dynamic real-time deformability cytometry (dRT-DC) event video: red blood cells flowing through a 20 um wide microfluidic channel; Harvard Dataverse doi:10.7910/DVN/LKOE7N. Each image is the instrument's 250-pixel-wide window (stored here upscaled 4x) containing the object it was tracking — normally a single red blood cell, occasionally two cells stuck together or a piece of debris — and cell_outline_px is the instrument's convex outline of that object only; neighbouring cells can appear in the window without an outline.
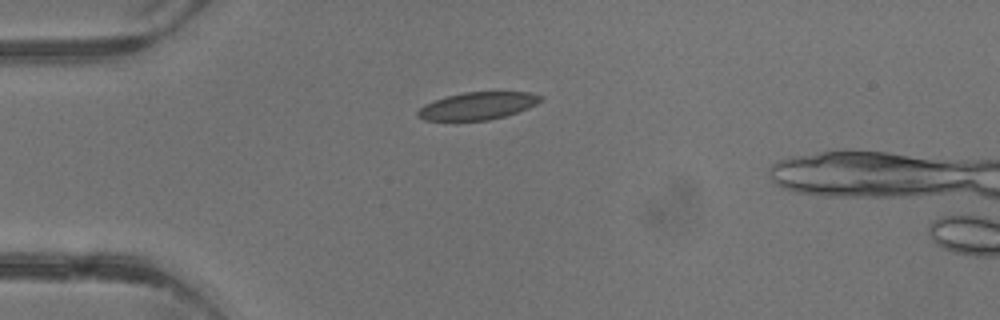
{"species": "common noctule bat (a hibernating species)", "species_latin": "Nyctalus noctula", "temperature_condition": "warm", "stored_images_in_passage": 3, "camera_frame_rate_fps": 3000, "um_per_image_px": 0.085, "animal": {"sex": "male", "body_mass_g": 13.3}, "frame": {"image": 1, "passage_image": 3, "time_ms": 3.0, "image_size_px": [1000, 320], "cell_outline_px": [[544, 100], [528, 108], [504, 116], [488, 120], [424, 120], [416, 116], [416, 112], [424, 104], [448, 96], [464, 92], [532, 92], [544, 96]], "centroid_in_image_um": [40.63, 8.99], "position_along_channel_um": 44.4, "area_um2": 19.59}}